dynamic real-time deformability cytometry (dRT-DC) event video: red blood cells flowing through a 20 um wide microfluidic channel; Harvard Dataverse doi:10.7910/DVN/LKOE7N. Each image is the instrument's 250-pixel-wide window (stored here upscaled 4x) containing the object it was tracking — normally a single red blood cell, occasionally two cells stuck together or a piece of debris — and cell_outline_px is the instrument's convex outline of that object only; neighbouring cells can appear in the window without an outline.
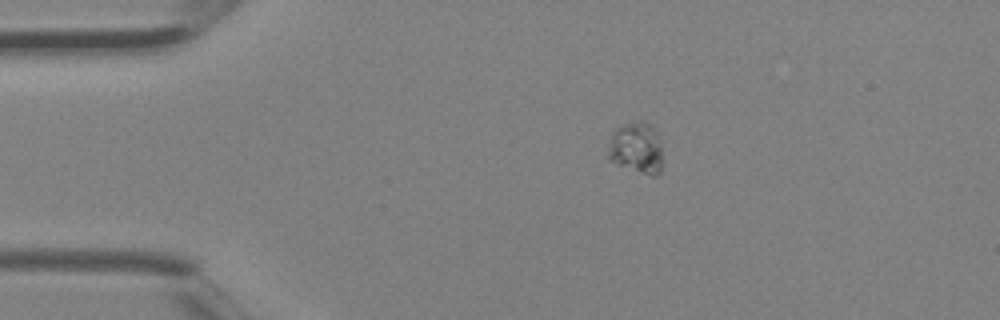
{"species": "Egyptian fruit bat (a non-hibernating species)", "species_latin": "Rousettus aegyptiacus", "temperature_condition": "room temperature", "stored_images_in_passage": 2, "camera_frame_rate_fps": 3000, "um_per_image_px": 0.085, "animal": {"sex": "female"}, "frame": {"image": 1, "passage_image": 1, "time_ms": 0.0, "image_size_px": [1000, 320], "cell_outline_px": [[660, 172], [656, 176], [652, 176], [616, 164], [608, 160], [608, 148], [612, 132], [620, 124], [648, 124], [656, 132], [660, 144]], "centroid_in_image_um": [54.04, 12.62], "position_along_channel_um": 31.0, "area_um2": 15.78}}
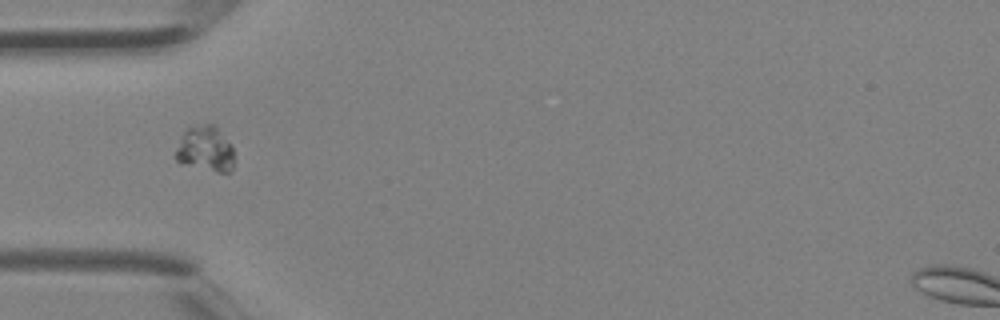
{"frame": {"image": 2, "passage_image": 2, "time_ms": 0.333, "image_size_px": [1000, 320], "cell_outline_px": [[232, 172], [216, 172], [180, 164], [172, 156], [184, 132], [192, 124], [216, 124], [232, 144]], "centroid_in_image_um": [17.42, 12.65], "position_along_channel_um": 67.6, "area_um2": 15.95}}